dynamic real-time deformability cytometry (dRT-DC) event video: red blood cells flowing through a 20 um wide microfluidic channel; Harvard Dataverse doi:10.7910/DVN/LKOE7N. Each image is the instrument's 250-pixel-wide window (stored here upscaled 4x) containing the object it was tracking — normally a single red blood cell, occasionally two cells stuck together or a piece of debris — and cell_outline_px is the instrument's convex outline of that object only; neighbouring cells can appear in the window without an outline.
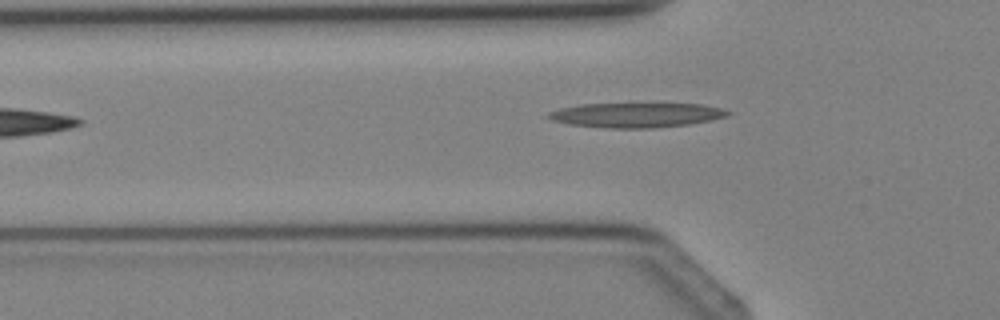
{"species": "Egyptian fruit bat (a non-hibernating species)", "species_latin": "Rousettus aegyptiacus", "temperature_condition": "cold", "stored_images_in_passage": 2, "camera_frame_rate_fps": 3000, "um_per_image_px": 0.085, "animal": {"sex": "female"}, "frame": {"image": 1, "passage_image": 2, "time_ms": 2.0, "image_size_px": [1000, 320], "cell_outline_px": [[732, 112], [728, 116], [712, 120], [688, 124], [652, 128], [608, 128], [568, 124], [552, 120], [548, 116], [548, 112], [560, 108], [580, 104], [700, 104], [720, 108]], "centroid_in_image_um": [54.08, 9.78], "position_along_channel_um": 71.7, "area_um2": 25.61}}